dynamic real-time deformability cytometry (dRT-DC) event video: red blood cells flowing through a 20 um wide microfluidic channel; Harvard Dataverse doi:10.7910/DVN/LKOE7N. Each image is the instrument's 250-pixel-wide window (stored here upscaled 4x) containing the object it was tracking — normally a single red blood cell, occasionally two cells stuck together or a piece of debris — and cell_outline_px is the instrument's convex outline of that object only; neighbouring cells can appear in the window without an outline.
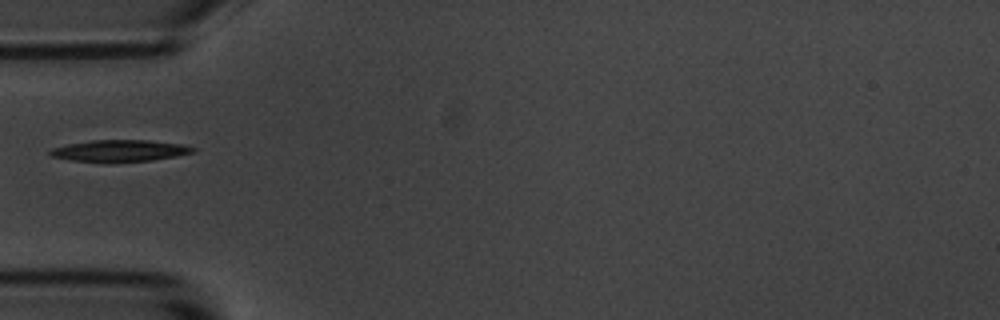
{"species": "common noctule bat (a hibernating species)", "species_latin": "Nyctalus noctula", "temperature_condition": "room temperature", "stored_images_in_passage": 6, "camera_frame_rate_fps": 3000, "um_per_image_px": 0.085, "animal": {"sex": "male", "body_mass_g": 20.1, "forearm_length_mm": 53.5}, "frame": {"image": 1, "passage_image": 6, "time_ms": 5.667, "image_size_px": [1000, 320], "cell_outline_px": [[196, 152], [176, 156], [152, 160], [108, 164], [72, 160], [48, 156], [48, 152], [52, 148], [68, 144], [92, 140], [148, 140], [180, 144], [196, 148]], "centroid_in_image_um": [10.14, 12.84], "position_along_channel_um": 74.9, "area_um2": 18.5}}